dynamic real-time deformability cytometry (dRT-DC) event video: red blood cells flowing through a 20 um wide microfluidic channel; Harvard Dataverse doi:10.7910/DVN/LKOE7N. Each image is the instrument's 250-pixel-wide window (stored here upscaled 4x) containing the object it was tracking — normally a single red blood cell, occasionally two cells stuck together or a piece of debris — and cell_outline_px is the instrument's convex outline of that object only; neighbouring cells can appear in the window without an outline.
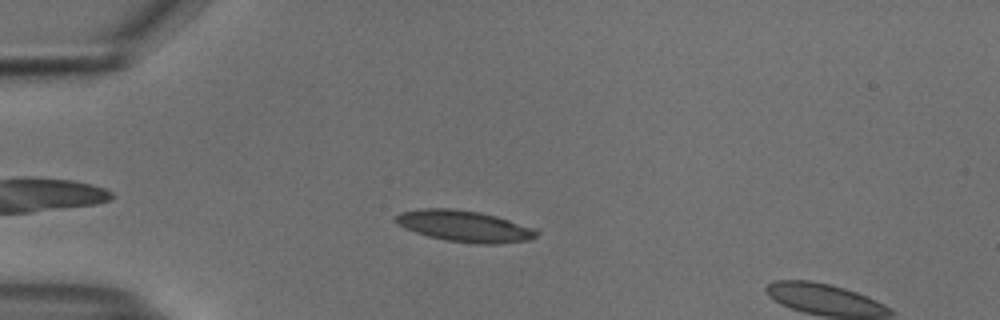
{"species": "common noctule bat (a hibernating species)", "species_latin": "Nyctalus noctula", "temperature_condition": "cold", "stored_images_in_passage": 11, "camera_frame_rate_fps": 3000, "um_per_image_px": 0.085, "animal": {"sex": "male", "body_mass_g": 18.8}, "frame": {"image": 1, "passage_image": 8, "time_ms": 2.333, "image_size_px": [1000, 320], "cell_outline_px": [[540, 232], [536, 236], [528, 240], [496, 244], [476, 244], [448, 240], [428, 236], [404, 228], [396, 220], [396, 216], [400, 212], [424, 208], [452, 208], [480, 212], [496, 216], [536, 228]], "centroid_in_image_um": [39.52, 19.22], "position_along_channel_um": 45.5, "area_um2": 25.55}}